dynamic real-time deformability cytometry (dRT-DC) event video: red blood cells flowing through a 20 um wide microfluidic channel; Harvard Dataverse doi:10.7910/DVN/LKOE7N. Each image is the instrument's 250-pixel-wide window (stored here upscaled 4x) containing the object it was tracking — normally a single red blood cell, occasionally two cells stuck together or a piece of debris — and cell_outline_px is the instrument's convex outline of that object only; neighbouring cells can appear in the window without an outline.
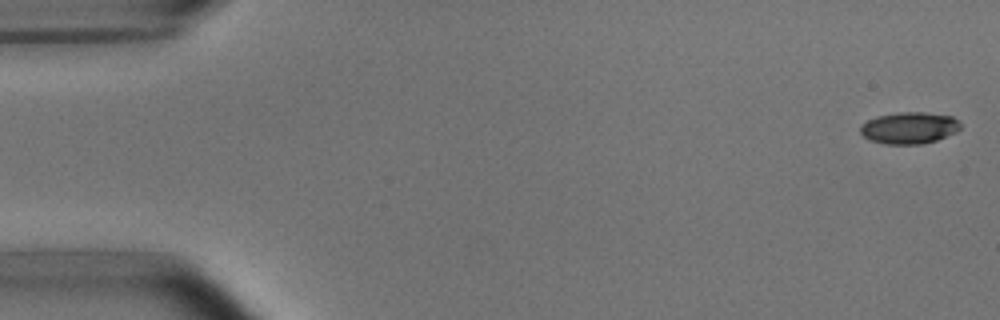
{"species": "common noctule bat (a hibernating species)", "species_latin": "Nyctalus noctula", "temperature_condition": "room temperature", "stored_images_in_passage": 5, "camera_frame_rate_fps": 3000, "um_per_image_px": 0.085, "animal": {"sex": "male", "body_mass_g": 15.6}, "frame": {"image": 1, "passage_image": 1, "time_ms": 0.0, "image_size_px": [1000, 320], "cell_outline_px": [[960, 128], [956, 132], [936, 140], [920, 144], [884, 144], [872, 140], [864, 136], [860, 132], [860, 124], [876, 116], [896, 112], [924, 112], [952, 116], [960, 120]], "centroid_in_image_um": [77.28, 10.86], "position_along_channel_um": 7.7, "area_um2": 18.55}}
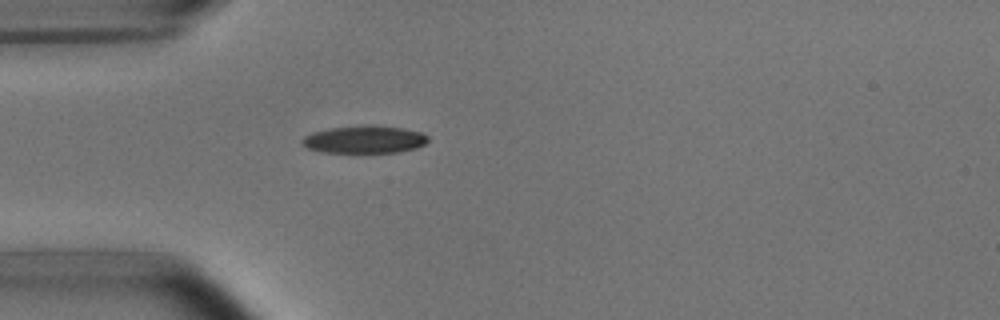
{"frame": {"image": 2, "passage_image": 5, "time_ms": 4.667, "image_size_px": [1000, 320], "cell_outline_px": [[428, 140], [424, 144], [416, 148], [400, 152], [324, 152], [308, 148], [300, 140], [304, 136], [312, 132], [332, 128], [372, 124], [400, 128], [420, 132], [428, 136]], "centroid_in_image_um": [30.99, 11.85], "position_along_channel_um": 54.0, "area_um2": 20.06}}